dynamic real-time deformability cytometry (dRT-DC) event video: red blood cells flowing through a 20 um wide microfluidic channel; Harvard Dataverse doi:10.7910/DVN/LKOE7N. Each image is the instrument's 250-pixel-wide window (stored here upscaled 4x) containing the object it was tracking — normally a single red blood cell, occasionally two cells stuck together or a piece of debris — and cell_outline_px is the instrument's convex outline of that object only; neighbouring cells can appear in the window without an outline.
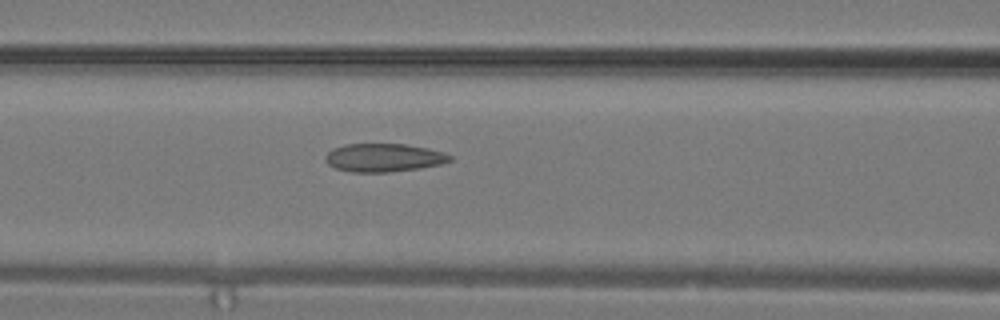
{"species": "common noctule bat (a hibernating species)", "species_latin": "Nyctalus noctula", "temperature_condition": "warm", "stored_images_in_passage": 15, "camera_frame_rate_fps": 3000, "um_per_image_px": 0.085, "animal": {"sex": "male", "body_mass_g": 19.2, "forearm_length_mm": 51.8}, "frame": {"image": 1, "passage_image": 13, "time_ms": 4.0, "image_size_px": [1000, 320], "cell_outline_px": [[452, 160], [440, 164], [420, 168], [388, 172], [352, 172], [336, 168], [328, 164], [324, 156], [332, 148], [344, 144], [404, 144], [428, 148], [444, 152], [452, 156]], "centroid_in_image_um": [32.61, 13.39], "position_along_channel_um": 134.0, "area_um2": 20.52}}
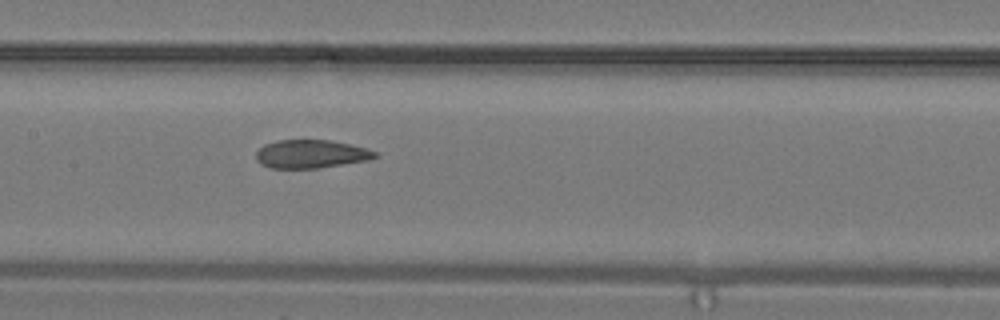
{"frame": {"image": 2, "passage_image": 15, "time_ms": 4.667, "image_size_px": [1000, 320], "cell_outline_px": [[380, 156], [368, 160], [316, 168], [272, 168], [260, 164], [256, 160], [256, 152], [264, 144], [276, 140], [332, 140], [364, 148], [376, 152]], "centroid_in_image_um": [26.4, 13.08], "position_along_channel_um": 181.0, "area_um2": 19.54}}